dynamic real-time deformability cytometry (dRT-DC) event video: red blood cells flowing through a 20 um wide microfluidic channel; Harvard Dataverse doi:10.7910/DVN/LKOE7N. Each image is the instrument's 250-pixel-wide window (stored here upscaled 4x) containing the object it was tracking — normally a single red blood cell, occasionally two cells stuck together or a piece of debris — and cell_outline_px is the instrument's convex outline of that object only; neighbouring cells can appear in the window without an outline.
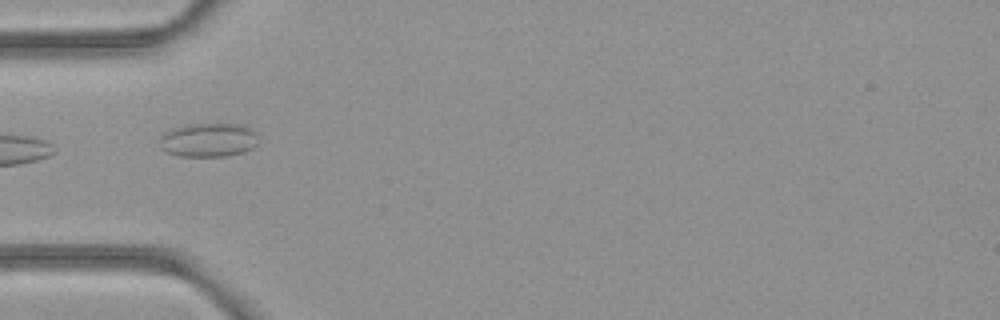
{"species": "common noctule bat (a hibernating species)", "species_latin": "Nyctalus noctula", "temperature_condition": "room temperature", "stored_images_in_passage": 3, "camera_frame_rate_fps": 3000, "um_per_image_px": 0.085, "animal": {"sex": "female", "body_mass_g": 21.9}, "frame": {"image": 1, "passage_image": 1, "time_ms": 0.0, "image_size_px": [1000, 320], "cell_outline_px": [[260, 140], [252, 148], [244, 152], [228, 156], [180, 156], [168, 152], [160, 148], [160, 136], [164, 132], [172, 128], [188, 124], [244, 124], [252, 128], [256, 132]], "centroid_in_image_um": [17.75, 11.89], "position_along_channel_um": 67.2, "area_um2": 19.83}}
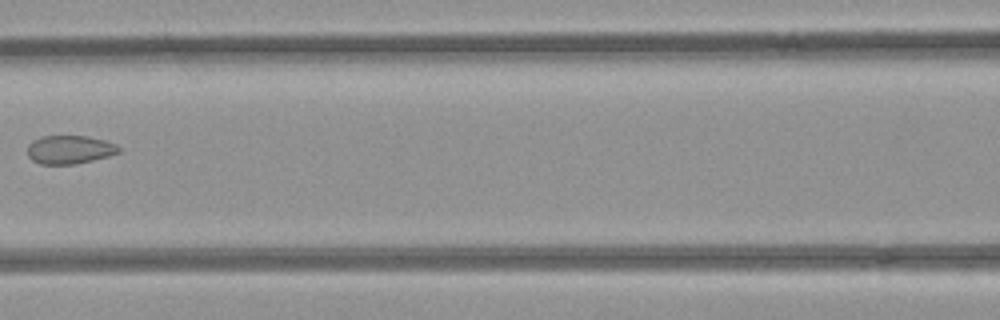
{"frame": {"image": 2, "passage_image": 3, "time_ms": 0.667, "image_size_px": [1000, 320], "cell_outline_px": [[120, 152], [108, 156], [92, 160], [72, 164], [40, 164], [32, 160], [28, 156], [28, 144], [32, 140], [40, 136], [88, 136], [104, 140], [116, 144], [120, 148]], "centroid_in_image_um": [5.9, 12.71], "position_along_channel_um": 160.7, "area_um2": 15.14}}